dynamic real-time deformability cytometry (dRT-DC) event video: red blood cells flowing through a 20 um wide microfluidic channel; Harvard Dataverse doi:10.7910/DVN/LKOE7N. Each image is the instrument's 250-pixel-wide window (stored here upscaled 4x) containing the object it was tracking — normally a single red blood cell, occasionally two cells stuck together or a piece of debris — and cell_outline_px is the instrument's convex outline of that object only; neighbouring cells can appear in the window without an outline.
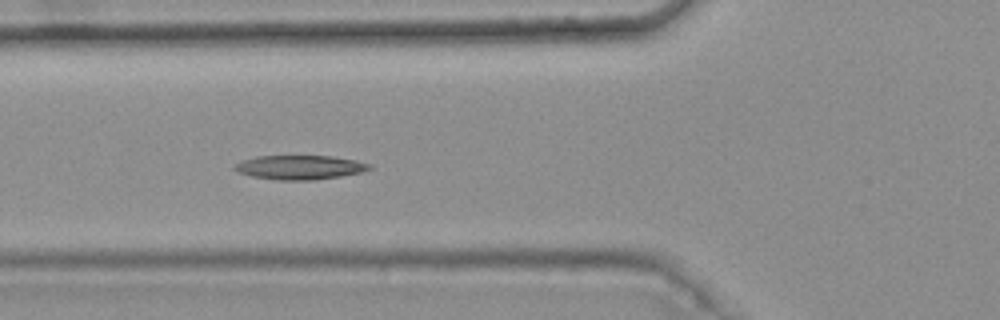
{"species": "common noctule bat (a hibernating species)", "species_latin": "Nyctalus noctula", "temperature_condition": "warm", "stored_images_in_passage": 6, "camera_frame_rate_fps": 3000, "um_per_image_px": 0.085, "animal": {"sex": "female", "body_mass_g": 25.1}, "frame": {"image": 1, "passage_image": 6, "time_ms": 1.667, "image_size_px": [1000, 320], "cell_outline_px": [[372, 168], [360, 172], [340, 176], [316, 180], [276, 180], [252, 176], [240, 172], [232, 168], [236, 164], [244, 160], [256, 156], [332, 156], [356, 160], [372, 164]], "centroid_in_image_um": [25.51, 14.22], "position_along_channel_um": 100.3, "area_um2": 18.9}}